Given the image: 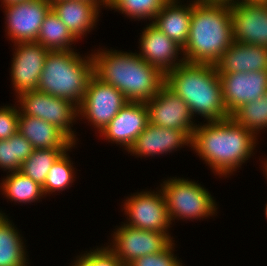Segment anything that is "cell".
Instances as JSON below:
<instances>
[{"label": "cell", "instance_id": "cell-1", "mask_svg": "<svg viewBox=\"0 0 267 266\" xmlns=\"http://www.w3.org/2000/svg\"><path fill=\"white\" fill-rule=\"evenodd\" d=\"M256 135L237 124L231 117L196 125L191 148L198 153L212 171L231 175L250 158L255 149Z\"/></svg>", "mask_w": 267, "mask_h": 266}, {"label": "cell", "instance_id": "cell-2", "mask_svg": "<svg viewBox=\"0 0 267 266\" xmlns=\"http://www.w3.org/2000/svg\"><path fill=\"white\" fill-rule=\"evenodd\" d=\"M93 75L124 94L128 102L146 103L165 84V75L138 53L102 50L90 55Z\"/></svg>", "mask_w": 267, "mask_h": 266}, {"label": "cell", "instance_id": "cell-3", "mask_svg": "<svg viewBox=\"0 0 267 266\" xmlns=\"http://www.w3.org/2000/svg\"><path fill=\"white\" fill-rule=\"evenodd\" d=\"M232 42L231 5L192 1L189 36L180 54L185 62L214 65Z\"/></svg>", "mask_w": 267, "mask_h": 266}, {"label": "cell", "instance_id": "cell-4", "mask_svg": "<svg viewBox=\"0 0 267 266\" xmlns=\"http://www.w3.org/2000/svg\"><path fill=\"white\" fill-rule=\"evenodd\" d=\"M165 85L179 95L195 114L207 122L222 121L231 115L223 101L222 85L213 64L184 62L165 74Z\"/></svg>", "mask_w": 267, "mask_h": 266}, {"label": "cell", "instance_id": "cell-5", "mask_svg": "<svg viewBox=\"0 0 267 266\" xmlns=\"http://www.w3.org/2000/svg\"><path fill=\"white\" fill-rule=\"evenodd\" d=\"M92 76V57L87 56L85 59L74 50L50 51L44 62L37 91L67 99L79 106Z\"/></svg>", "mask_w": 267, "mask_h": 266}, {"label": "cell", "instance_id": "cell-6", "mask_svg": "<svg viewBox=\"0 0 267 266\" xmlns=\"http://www.w3.org/2000/svg\"><path fill=\"white\" fill-rule=\"evenodd\" d=\"M160 185L171 221L202 219L214 215L217 210L211 194L197 182L173 177Z\"/></svg>", "mask_w": 267, "mask_h": 266}, {"label": "cell", "instance_id": "cell-7", "mask_svg": "<svg viewBox=\"0 0 267 266\" xmlns=\"http://www.w3.org/2000/svg\"><path fill=\"white\" fill-rule=\"evenodd\" d=\"M22 114L42 119L62 130L75 144L76 135L71 129L78 116V106L73 102L42 93L40 91L24 92L17 97Z\"/></svg>", "mask_w": 267, "mask_h": 266}, {"label": "cell", "instance_id": "cell-8", "mask_svg": "<svg viewBox=\"0 0 267 266\" xmlns=\"http://www.w3.org/2000/svg\"><path fill=\"white\" fill-rule=\"evenodd\" d=\"M128 101L123 93L112 85L90 78L84 99L78 106V117L88 119L100 133Z\"/></svg>", "mask_w": 267, "mask_h": 266}, {"label": "cell", "instance_id": "cell-9", "mask_svg": "<svg viewBox=\"0 0 267 266\" xmlns=\"http://www.w3.org/2000/svg\"><path fill=\"white\" fill-rule=\"evenodd\" d=\"M113 236V245L108 248L125 266L139 257L162 252L174 241L169 233L138 229L124 223Z\"/></svg>", "mask_w": 267, "mask_h": 266}, {"label": "cell", "instance_id": "cell-10", "mask_svg": "<svg viewBox=\"0 0 267 266\" xmlns=\"http://www.w3.org/2000/svg\"><path fill=\"white\" fill-rule=\"evenodd\" d=\"M152 193L144 191L133 194L124 202V210L129 216L128 222L124 223L130 227L151 230L160 233H168L172 224L166 207L165 198L161 189Z\"/></svg>", "mask_w": 267, "mask_h": 266}, {"label": "cell", "instance_id": "cell-11", "mask_svg": "<svg viewBox=\"0 0 267 266\" xmlns=\"http://www.w3.org/2000/svg\"><path fill=\"white\" fill-rule=\"evenodd\" d=\"M149 123L158 127L185 131L191 138L196 123L189 107L182 98L171 91L165 84L160 91L146 103Z\"/></svg>", "mask_w": 267, "mask_h": 266}, {"label": "cell", "instance_id": "cell-12", "mask_svg": "<svg viewBox=\"0 0 267 266\" xmlns=\"http://www.w3.org/2000/svg\"><path fill=\"white\" fill-rule=\"evenodd\" d=\"M6 31L14 44L35 42L45 16L51 10L50 0H27L5 6Z\"/></svg>", "mask_w": 267, "mask_h": 266}, {"label": "cell", "instance_id": "cell-13", "mask_svg": "<svg viewBox=\"0 0 267 266\" xmlns=\"http://www.w3.org/2000/svg\"><path fill=\"white\" fill-rule=\"evenodd\" d=\"M233 41L267 48V2L240 0L231 5Z\"/></svg>", "mask_w": 267, "mask_h": 266}, {"label": "cell", "instance_id": "cell-14", "mask_svg": "<svg viewBox=\"0 0 267 266\" xmlns=\"http://www.w3.org/2000/svg\"><path fill=\"white\" fill-rule=\"evenodd\" d=\"M14 46L16 49L12 58L11 79L18 97L24 92L37 90L50 50L38 42H20Z\"/></svg>", "mask_w": 267, "mask_h": 266}, {"label": "cell", "instance_id": "cell-15", "mask_svg": "<svg viewBox=\"0 0 267 266\" xmlns=\"http://www.w3.org/2000/svg\"><path fill=\"white\" fill-rule=\"evenodd\" d=\"M223 101L231 115L242 104L262 97L267 91V70L219 74Z\"/></svg>", "mask_w": 267, "mask_h": 266}, {"label": "cell", "instance_id": "cell-16", "mask_svg": "<svg viewBox=\"0 0 267 266\" xmlns=\"http://www.w3.org/2000/svg\"><path fill=\"white\" fill-rule=\"evenodd\" d=\"M148 25L140 35L141 52L138 56L165 75L185 62L184 58L177 59L183 49L153 23Z\"/></svg>", "mask_w": 267, "mask_h": 266}, {"label": "cell", "instance_id": "cell-17", "mask_svg": "<svg viewBox=\"0 0 267 266\" xmlns=\"http://www.w3.org/2000/svg\"><path fill=\"white\" fill-rule=\"evenodd\" d=\"M149 123L148 109L145 103L128 102L124 105L110 123L100 132L106 140L125 146L129 150L136 138Z\"/></svg>", "mask_w": 267, "mask_h": 266}, {"label": "cell", "instance_id": "cell-18", "mask_svg": "<svg viewBox=\"0 0 267 266\" xmlns=\"http://www.w3.org/2000/svg\"><path fill=\"white\" fill-rule=\"evenodd\" d=\"M191 142L192 138L185 131L158 127L148 123L128 152L138 155V157L150 155L152 157L153 155L172 152L184 144L191 146Z\"/></svg>", "mask_w": 267, "mask_h": 266}, {"label": "cell", "instance_id": "cell-19", "mask_svg": "<svg viewBox=\"0 0 267 266\" xmlns=\"http://www.w3.org/2000/svg\"><path fill=\"white\" fill-rule=\"evenodd\" d=\"M214 65L218 74L267 70V48L233 41Z\"/></svg>", "mask_w": 267, "mask_h": 266}, {"label": "cell", "instance_id": "cell-20", "mask_svg": "<svg viewBox=\"0 0 267 266\" xmlns=\"http://www.w3.org/2000/svg\"><path fill=\"white\" fill-rule=\"evenodd\" d=\"M18 132L34 149L70 148L74 142L58 127L19 112Z\"/></svg>", "mask_w": 267, "mask_h": 266}, {"label": "cell", "instance_id": "cell-21", "mask_svg": "<svg viewBox=\"0 0 267 266\" xmlns=\"http://www.w3.org/2000/svg\"><path fill=\"white\" fill-rule=\"evenodd\" d=\"M51 9L76 39L84 37V34L87 35L96 26L100 10L91 3L76 0L51 2Z\"/></svg>", "mask_w": 267, "mask_h": 266}, {"label": "cell", "instance_id": "cell-22", "mask_svg": "<svg viewBox=\"0 0 267 266\" xmlns=\"http://www.w3.org/2000/svg\"><path fill=\"white\" fill-rule=\"evenodd\" d=\"M191 15L192 3L185 6L178 0H168L152 23L183 48L189 36Z\"/></svg>", "mask_w": 267, "mask_h": 266}, {"label": "cell", "instance_id": "cell-23", "mask_svg": "<svg viewBox=\"0 0 267 266\" xmlns=\"http://www.w3.org/2000/svg\"><path fill=\"white\" fill-rule=\"evenodd\" d=\"M23 244L17 228L0 212V266H28Z\"/></svg>", "mask_w": 267, "mask_h": 266}, {"label": "cell", "instance_id": "cell-24", "mask_svg": "<svg viewBox=\"0 0 267 266\" xmlns=\"http://www.w3.org/2000/svg\"><path fill=\"white\" fill-rule=\"evenodd\" d=\"M74 41H77V39L51 9L43 20L35 42L42 44L50 51H58L74 50L71 48Z\"/></svg>", "mask_w": 267, "mask_h": 266}, {"label": "cell", "instance_id": "cell-25", "mask_svg": "<svg viewBox=\"0 0 267 266\" xmlns=\"http://www.w3.org/2000/svg\"><path fill=\"white\" fill-rule=\"evenodd\" d=\"M4 179L0 183V189L11 201L31 203L38 201L44 195L42 186L20 171L11 172Z\"/></svg>", "mask_w": 267, "mask_h": 266}, {"label": "cell", "instance_id": "cell-26", "mask_svg": "<svg viewBox=\"0 0 267 266\" xmlns=\"http://www.w3.org/2000/svg\"><path fill=\"white\" fill-rule=\"evenodd\" d=\"M33 151L32 144L19 132L9 139L0 140V168L9 173L20 171Z\"/></svg>", "mask_w": 267, "mask_h": 266}, {"label": "cell", "instance_id": "cell-27", "mask_svg": "<svg viewBox=\"0 0 267 266\" xmlns=\"http://www.w3.org/2000/svg\"><path fill=\"white\" fill-rule=\"evenodd\" d=\"M73 146H75V143L70 148L34 149L23 162L20 172L43 186L47 173L54 162L64 151H69Z\"/></svg>", "mask_w": 267, "mask_h": 266}, {"label": "cell", "instance_id": "cell-28", "mask_svg": "<svg viewBox=\"0 0 267 266\" xmlns=\"http://www.w3.org/2000/svg\"><path fill=\"white\" fill-rule=\"evenodd\" d=\"M231 118L254 135L267 128V91L262 97L242 104L231 114Z\"/></svg>", "mask_w": 267, "mask_h": 266}, {"label": "cell", "instance_id": "cell-29", "mask_svg": "<svg viewBox=\"0 0 267 266\" xmlns=\"http://www.w3.org/2000/svg\"><path fill=\"white\" fill-rule=\"evenodd\" d=\"M67 151H64L54 162L49 172L47 173L46 180L42 186L44 195L52 194L55 191H63L73 183L74 168ZM69 158V159H68Z\"/></svg>", "mask_w": 267, "mask_h": 266}, {"label": "cell", "instance_id": "cell-30", "mask_svg": "<svg viewBox=\"0 0 267 266\" xmlns=\"http://www.w3.org/2000/svg\"><path fill=\"white\" fill-rule=\"evenodd\" d=\"M168 0H109L108 7L132 19L154 20Z\"/></svg>", "mask_w": 267, "mask_h": 266}, {"label": "cell", "instance_id": "cell-31", "mask_svg": "<svg viewBox=\"0 0 267 266\" xmlns=\"http://www.w3.org/2000/svg\"><path fill=\"white\" fill-rule=\"evenodd\" d=\"M172 242L165 250L160 253L145 255L135 259L128 266H183L182 263L172 253L174 250Z\"/></svg>", "mask_w": 267, "mask_h": 266}, {"label": "cell", "instance_id": "cell-32", "mask_svg": "<svg viewBox=\"0 0 267 266\" xmlns=\"http://www.w3.org/2000/svg\"><path fill=\"white\" fill-rule=\"evenodd\" d=\"M16 106L0 107V140L9 139L18 132L19 108Z\"/></svg>", "mask_w": 267, "mask_h": 266}, {"label": "cell", "instance_id": "cell-33", "mask_svg": "<svg viewBox=\"0 0 267 266\" xmlns=\"http://www.w3.org/2000/svg\"><path fill=\"white\" fill-rule=\"evenodd\" d=\"M95 266H125L106 246L95 249Z\"/></svg>", "mask_w": 267, "mask_h": 266}, {"label": "cell", "instance_id": "cell-34", "mask_svg": "<svg viewBox=\"0 0 267 266\" xmlns=\"http://www.w3.org/2000/svg\"><path fill=\"white\" fill-rule=\"evenodd\" d=\"M72 266H95V250L80 254Z\"/></svg>", "mask_w": 267, "mask_h": 266}, {"label": "cell", "instance_id": "cell-35", "mask_svg": "<svg viewBox=\"0 0 267 266\" xmlns=\"http://www.w3.org/2000/svg\"><path fill=\"white\" fill-rule=\"evenodd\" d=\"M55 1H58V0H50V2H55ZM76 1H81V2H88V3H91L95 6H97L99 9H100V6L105 5V7L107 6L108 7V3H109V0H76Z\"/></svg>", "mask_w": 267, "mask_h": 266}, {"label": "cell", "instance_id": "cell-36", "mask_svg": "<svg viewBox=\"0 0 267 266\" xmlns=\"http://www.w3.org/2000/svg\"><path fill=\"white\" fill-rule=\"evenodd\" d=\"M202 2L206 3H217V4H227V5H232L234 3H237L240 0H200Z\"/></svg>", "mask_w": 267, "mask_h": 266}, {"label": "cell", "instance_id": "cell-37", "mask_svg": "<svg viewBox=\"0 0 267 266\" xmlns=\"http://www.w3.org/2000/svg\"><path fill=\"white\" fill-rule=\"evenodd\" d=\"M23 1H27V0H2V3H3V7H5V6L12 5V4L21 3Z\"/></svg>", "mask_w": 267, "mask_h": 266}, {"label": "cell", "instance_id": "cell-38", "mask_svg": "<svg viewBox=\"0 0 267 266\" xmlns=\"http://www.w3.org/2000/svg\"><path fill=\"white\" fill-rule=\"evenodd\" d=\"M246 1H252V2H267V0H246Z\"/></svg>", "mask_w": 267, "mask_h": 266}, {"label": "cell", "instance_id": "cell-39", "mask_svg": "<svg viewBox=\"0 0 267 266\" xmlns=\"http://www.w3.org/2000/svg\"><path fill=\"white\" fill-rule=\"evenodd\" d=\"M265 160H266V163H265V161H264V166H263V168H265L264 170H265L266 175H267V159H265Z\"/></svg>", "mask_w": 267, "mask_h": 266}, {"label": "cell", "instance_id": "cell-40", "mask_svg": "<svg viewBox=\"0 0 267 266\" xmlns=\"http://www.w3.org/2000/svg\"><path fill=\"white\" fill-rule=\"evenodd\" d=\"M265 216L267 218V204H266V207H265Z\"/></svg>", "mask_w": 267, "mask_h": 266}]
</instances>
